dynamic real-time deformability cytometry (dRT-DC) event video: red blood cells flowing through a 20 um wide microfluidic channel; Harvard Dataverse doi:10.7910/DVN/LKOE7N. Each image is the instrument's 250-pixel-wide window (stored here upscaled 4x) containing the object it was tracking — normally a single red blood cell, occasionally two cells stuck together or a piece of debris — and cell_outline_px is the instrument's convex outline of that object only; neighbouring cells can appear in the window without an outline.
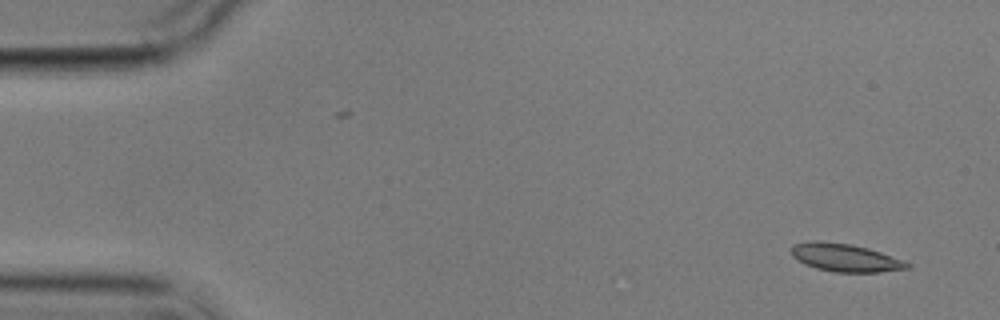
{"species": "common noctule bat (a hibernating species)", "species_latin": "Nyctalus noctula", "temperature_condition": "cold", "stored_images_in_passage": 2, "camera_frame_rate_fps": 3000, "um_per_image_px": 0.085, "animal": {"sex": "male", "body_mass_g": 17.9}, "frame": {"image": 1, "passage_image": 2, "time_ms": 1.333, "image_size_px": [1000, 320], "cell_outline_px": [[912, 264], [908, 268], [880, 272], [832, 272], [816, 268], [804, 264], [792, 256], [792, 244], [812, 240], [816, 240], [852, 244], [868, 248], [904, 260]], "centroid_in_image_um": [71.83, 21.89], "position_along_channel_um": 13.2, "area_um2": 18.96}}